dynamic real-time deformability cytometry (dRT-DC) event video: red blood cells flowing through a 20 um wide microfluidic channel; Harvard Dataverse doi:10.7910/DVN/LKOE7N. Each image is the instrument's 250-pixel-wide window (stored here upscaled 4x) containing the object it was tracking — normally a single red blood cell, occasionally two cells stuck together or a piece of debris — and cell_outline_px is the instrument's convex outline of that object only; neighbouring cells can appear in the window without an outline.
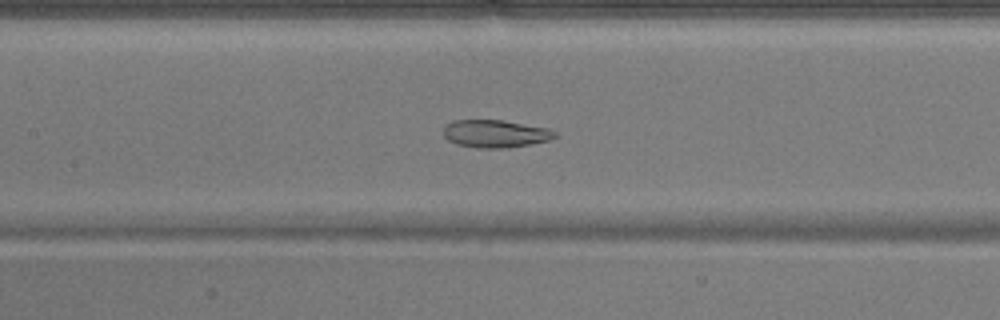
{"species": "common noctule bat (a hibernating species)", "species_latin": "Nyctalus noctula", "temperature_condition": "warm", "stored_images_in_passage": 52, "camera_frame_rate_fps": 3000, "um_per_image_px": 0.085, "animal": {"sex": "male", "body_mass_g": 17.9}, "frame": {"image": 1, "passage_image": 24, "time_ms": 7.667, "image_size_px": [1000, 320], "cell_outline_px": [[556, 136], [548, 140], [508, 148], [476, 148], [456, 144], [448, 140], [444, 136], [444, 124], [452, 120], [500, 120], [548, 128], [556, 132]], "centroid_in_image_um": [42.05, 11.36], "position_along_channel_um": 165.4, "area_um2": 17.92}}
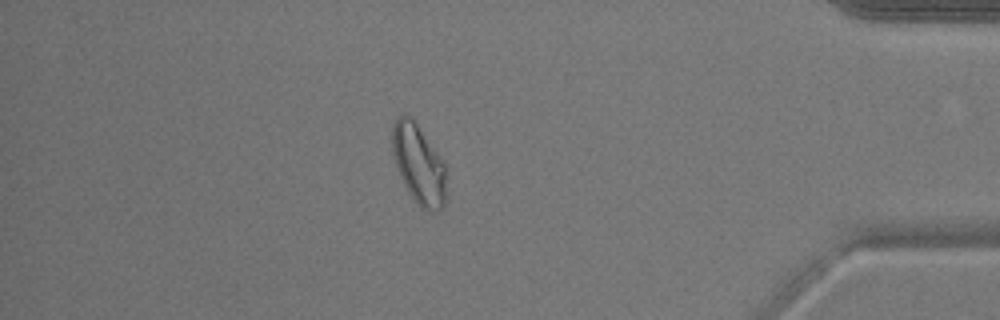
{"frame": {"image": 2, "passage_image": 45, "time_ms": 14.667, "image_size_px": [1000, 320], "cell_outline_px": [[444, 208], [440, 212], [428, 212], [420, 208], [416, 204], [408, 192], [400, 176], [392, 152], [392, 124], [396, 116], [412, 116], [444, 160]], "centroid_in_image_um": [35.58, 13.96], "position_along_channel_um": 399.6, "area_um2": 25.32}}
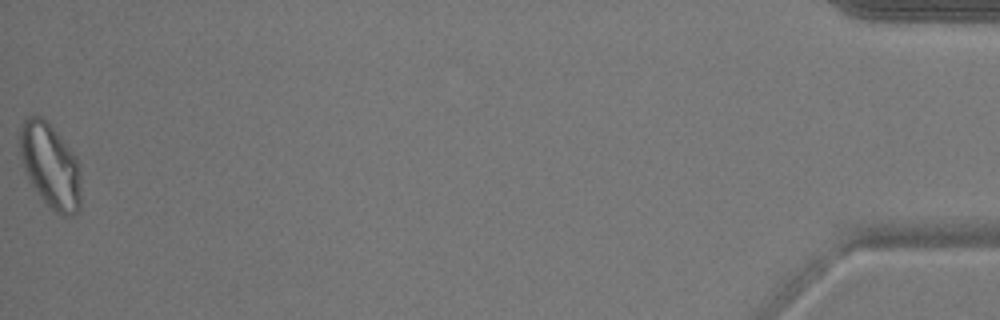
{"frame": {"image": 3, "passage_image": 52, "time_ms": 17.0, "image_size_px": [1000, 320], "cell_outline_px": [[80, 212], [72, 216], [64, 216], [48, 208], [28, 180], [20, 160], [20, 128], [24, 120], [28, 116], [40, 116], [60, 136], [76, 156], [80, 164]], "centroid_in_image_um": [4.28, 14.15], "position_along_channel_um": 430.9, "area_um2": 30.46}, "authors_computed_cell_mechanics": {"area_um2": 24.2471, "velocity_mm_per_s": 3.9018, "shape_relaxation_time_tau1_ms": null, "shape_relaxation_time_tau2_ms": 3.1286, "deformation_change_tau1": null, "deformation_change_tau2": 0.0965}}